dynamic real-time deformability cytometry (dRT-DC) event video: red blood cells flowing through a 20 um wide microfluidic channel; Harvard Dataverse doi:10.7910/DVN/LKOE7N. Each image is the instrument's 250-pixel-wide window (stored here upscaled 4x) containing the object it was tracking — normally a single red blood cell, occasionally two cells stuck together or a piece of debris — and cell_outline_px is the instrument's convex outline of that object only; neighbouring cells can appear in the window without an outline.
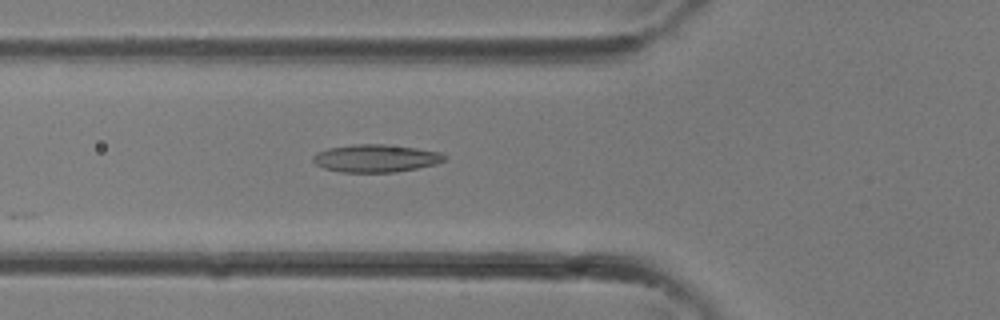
{"species": "common noctule bat (a hibernating species)", "species_latin": "Nyctalus noctula", "temperature_condition": "room temperature", "stored_images_in_passage": 17, "camera_frame_rate_fps": 3000, "um_per_image_px": 0.085, "animal": {"sex": "female"}, "frame": {"image": 1, "passage_image": 3, "time_ms": 0.667, "image_size_px": [1000, 320], "cell_outline_px": [[448, 156], [444, 160], [436, 164], [396, 172], [340, 172], [324, 168], [316, 164], [312, 160], [312, 156], [316, 152], [328, 148], [352, 144], [384, 144], [416, 148], [440, 152]], "centroid_in_image_um": [31.92, 13.45], "position_along_channel_um": 93.9, "area_um2": 21.27}}
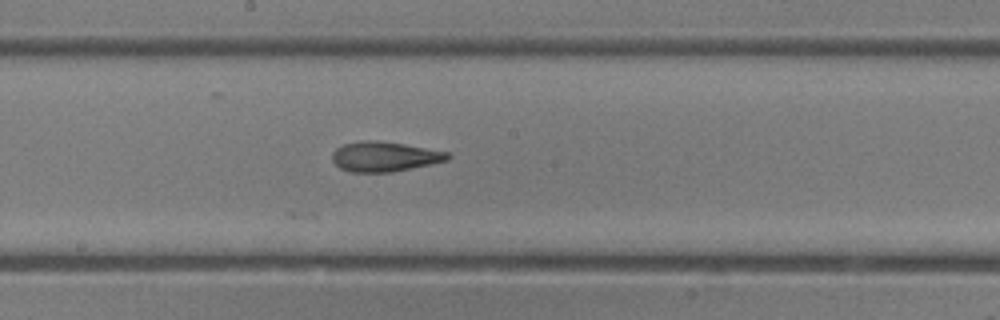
{"frame": {"image": 2, "passage_image": 9, "time_ms": 2.667, "image_size_px": [1000, 320], "cell_outline_px": [[452, 156], [448, 160], [432, 164], [392, 172], [352, 172], [340, 168], [332, 160], [332, 152], [336, 148], [344, 144], [368, 140], [376, 140], [404, 144], [448, 152]], "centroid_in_image_um": [32.7, 13.31], "position_along_channel_um": 215.5, "area_um2": 20.06}}
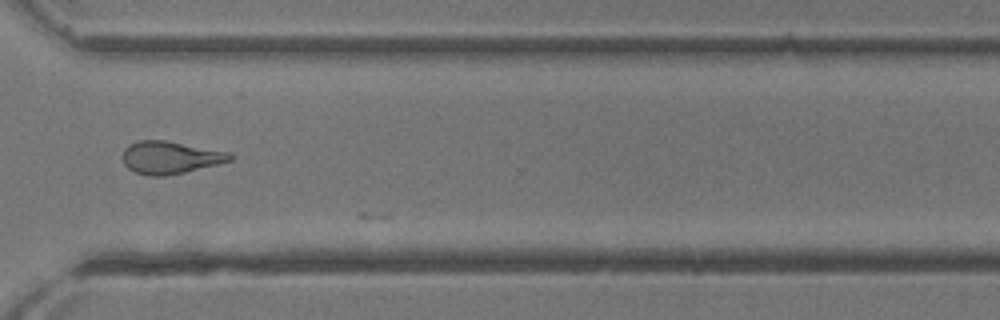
{"frame": {"image": 3, "passage_image": 16, "time_ms": 5.0, "image_size_px": [1000, 320], "cell_outline_px": [[236, 156], [232, 160], [184, 172], [164, 176], [148, 176], [136, 172], [128, 168], [124, 164], [124, 148], [128, 144], [140, 140], [164, 140], [232, 152]], "centroid_in_image_um": [14.5, 13.38], "position_along_channel_um": 356.1, "area_um2": 20.35}}